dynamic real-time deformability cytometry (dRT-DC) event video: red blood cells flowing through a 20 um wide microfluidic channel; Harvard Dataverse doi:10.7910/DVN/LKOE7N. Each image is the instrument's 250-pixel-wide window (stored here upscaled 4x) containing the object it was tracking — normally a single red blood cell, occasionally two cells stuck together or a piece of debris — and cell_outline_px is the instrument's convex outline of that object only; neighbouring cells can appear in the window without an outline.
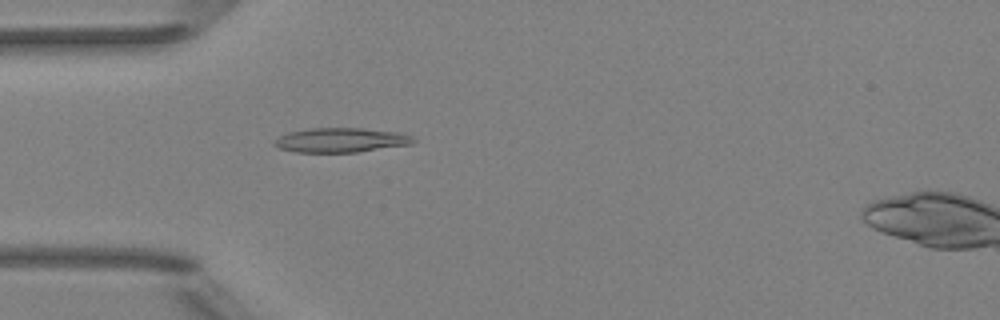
{"species": "Egyptian fruit bat (a non-hibernating species)", "species_latin": "Rousettus aegyptiacus", "temperature_condition": "room temperature", "stored_images_in_passage": 51, "camera_frame_rate_fps": 3000, "um_per_image_px": 0.085, "animal": {"sex": "female"}, "frame": {"image": 1, "passage_image": 15, "time_ms": 4.667, "image_size_px": [1000, 320], "cell_outline_px": [[416, 140], [412, 144], [356, 152], [296, 152], [280, 148], [272, 144], [280, 136], [288, 132], [312, 128], [364, 128], [400, 132], [412, 136]], "centroid_in_image_um": [29.01, 11.9], "position_along_channel_um": 56.0, "area_um2": 19.77}}
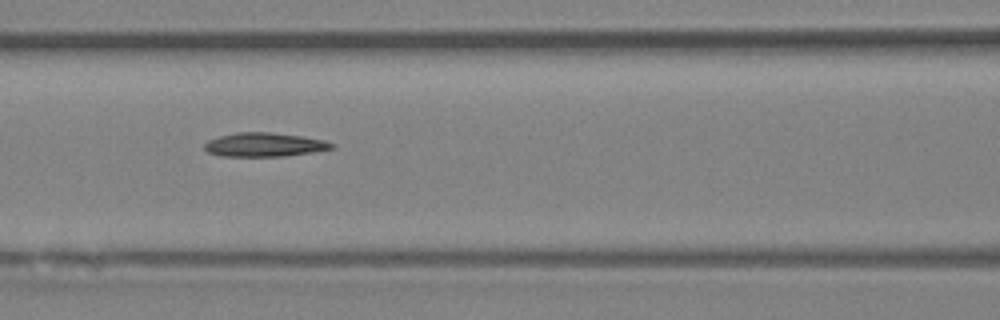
{"frame": {"image": 2, "passage_image": 22, "time_ms": 7.0, "image_size_px": [1000, 320], "cell_outline_px": [[336, 148], [312, 152], [284, 156], [220, 156], [208, 152], [204, 148], [204, 144], [208, 140], [220, 136], [236, 132], [268, 132], [300, 136], [324, 140], [336, 144]], "centroid_in_image_um": [22.48, 12.3], "position_along_channel_um": 144.1, "area_um2": 17.69}}
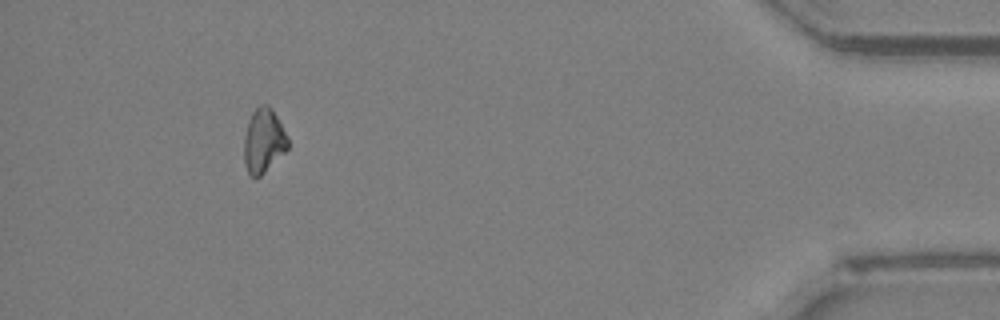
{"frame": {"image": 3, "passage_image": 47, "time_ms": 15.333, "image_size_px": [1000, 320], "cell_outline_px": [[288, 148], [260, 176], [248, 176], [244, 164], [244, 136], [248, 120], [252, 112], [260, 104], [268, 104], [272, 108], [288, 136]], "centroid_in_image_um": [22.38, 11.94], "position_along_channel_um": 412.8, "area_um2": 16.47}}